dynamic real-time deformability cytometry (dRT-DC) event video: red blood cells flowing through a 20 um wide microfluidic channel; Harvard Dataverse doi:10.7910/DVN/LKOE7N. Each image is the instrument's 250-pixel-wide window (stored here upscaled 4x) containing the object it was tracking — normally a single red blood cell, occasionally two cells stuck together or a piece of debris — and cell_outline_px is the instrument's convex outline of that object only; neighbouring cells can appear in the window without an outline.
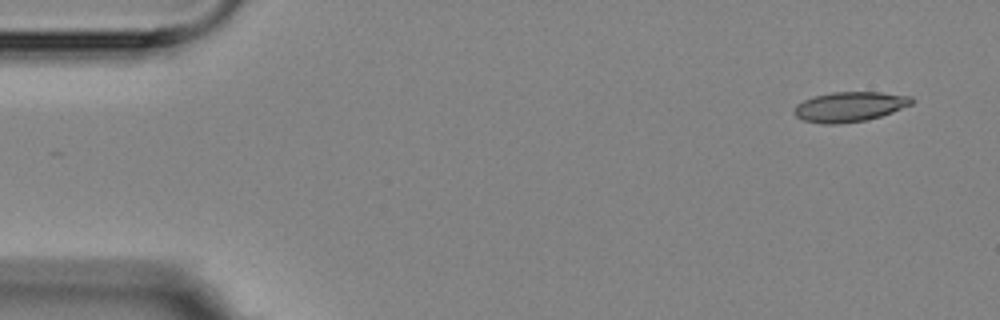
{"species": "Egyptian fruit bat (a non-hibernating species)", "species_latin": "Rousettus aegyptiacus", "temperature_condition": "room temperature", "stored_images_in_passage": 5, "camera_frame_rate_fps": 3000, "um_per_image_px": 0.085, "animal": {"sex": "female"}, "frame": {"image": 1, "passage_image": 1, "time_ms": 0.0, "image_size_px": [1000, 320], "cell_outline_px": [[916, 100], [912, 104], [892, 112], [880, 116], [864, 120], [836, 124], [824, 124], [804, 120], [796, 116], [792, 112], [796, 104], [812, 96], [832, 92], [880, 92], [912, 96]], "centroid_in_image_um": [72.21, 9.06], "position_along_channel_um": 12.8, "area_um2": 20.52}}
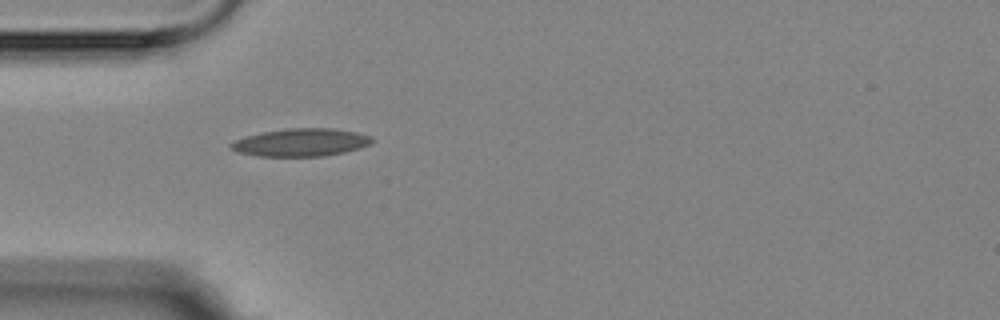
{"frame": {"image": 2, "passage_image": 5, "time_ms": 4.333, "image_size_px": [1000, 320], "cell_outline_px": [[372, 140], [368, 144], [344, 152], [324, 156], [256, 156], [236, 152], [228, 148], [228, 144], [236, 140], [248, 136], [264, 132], [288, 128], [332, 128], [356, 132], [372, 136]], "centroid_in_image_um": [25.52, 12.11], "position_along_channel_um": 59.5, "area_um2": 22.66}}